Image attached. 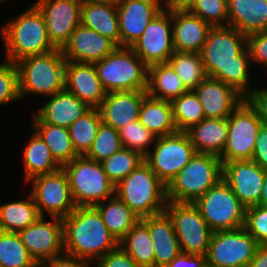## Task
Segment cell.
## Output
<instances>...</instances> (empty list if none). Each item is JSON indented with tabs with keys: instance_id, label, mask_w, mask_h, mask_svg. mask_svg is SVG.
I'll return each instance as SVG.
<instances>
[{
	"instance_id": "6da1fadb",
	"label": "cell",
	"mask_w": 267,
	"mask_h": 267,
	"mask_svg": "<svg viewBox=\"0 0 267 267\" xmlns=\"http://www.w3.org/2000/svg\"><path fill=\"white\" fill-rule=\"evenodd\" d=\"M200 54L208 77L225 82L244 99L250 94L251 58L245 35L230 26L212 27Z\"/></svg>"
},
{
	"instance_id": "7a4b0ae2",
	"label": "cell",
	"mask_w": 267,
	"mask_h": 267,
	"mask_svg": "<svg viewBox=\"0 0 267 267\" xmlns=\"http://www.w3.org/2000/svg\"><path fill=\"white\" fill-rule=\"evenodd\" d=\"M62 223L64 250L68 255L97 262L119 245L94 206L76 207Z\"/></svg>"
},
{
	"instance_id": "3957f363",
	"label": "cell",
	"mask_w": 267,
	"mask_h": 267,
	"mask_svg": "<svg viewBox=\"0 0 267 267\" xmlns=\"http://www.w3.org/2000/svg\"><path fill=\"white\" fill-rule=\"evenodd\" d=\"M0 34L5 44V59L14 63L57 49L48 37L43 15L34 4L7 21L0 29Z\"/></svg>"
},
{
	"instance_id": "277c9868",
	"label": "cell",
	"mask_w": 267,
	"mask_h": 267,
	"mask_svg": "<svg viewBox=\"0 0 267 267\" xmlns=\"http://www.w3.org/2000/svg\"><path fill=\"white\" fill-rule=\"evenodd\" d=\"M15 64L20 99L28 93L49 97L65 89L66 59L61 49L28 56Z\"/></svg>"
},
{
	"instance_id": "5b68a950",
	"label": "cell",
	"mask_w": 267,
	"mask_h": 267,
	"mask_svg": "<svg viewBox=\"0 0 267 267\" xmlns=\"http://www.w3.org/2000/svg\"><path fill=\"white\" fill-rule=\"evenodd\" d=\"M115 195L140 219L165 211L167 186L144 161L115 185Z\"/></svg>"
},
{
	"instance_id": "8992f818",
	"label": "cell",
	"mask_w": 267,
	"mask_h": 267,
	"mask_svg": "<svg viewBox=\"0 0 267 267\" xmlns=\"http://www.w3.org/2000/svg\"><path fill=\"white\" fill-rule=\"evenodd\" d=\"M105 91H146L148 66L131 47H117L93 63Z\"/></svg>"
},
{
	"instance_id": "52a82bcc",
	"label": "cell",
	"mask_w": 267,
	"mask_h": 267,
	"mask_svg": "<svg viewBox=\"0 0 267 267\" xmlns=\"http://www.w3.org/2000/svg\"><path fill=\"white\" fill-rule=\"evenodd\" d=\"M221 159L213 154L196 153L167 186V201L194 203L222 179Z\"/></svg>"
},
{
	"instance_id": "ba28073f",
	"label": "cell",
	"mask_w": 267,
	"mask_h": 267,
	"mask_svg": "<svg viewBox=\"0 0 267 267\" xmlns=\"http://www.w3.org/2000/svg\"><path fill=\"white\" fill-rule=\"evenodd\" d=\"M62 168L67 174L76 207L95 206L115 195V185L107 177L102 163L83 155Z\"/></svg>"
},
{
	"instance_id": "9c48e42d",
	"label": "cell",
	"mask_w": 267,
	"mask_h": 267,
	"mask_svg": "<svg viewBox=\"0 0 267 267\" xmlns=\"http://www.w3.org/2000/svg\"><path fill=\"white\" fill-rule=\"evenodd\" d=\"M193 204L213 232L244 227L246 208L223 178Z\"/></svg>"
},
{
	"instance_id": "30bf717a",
	"label": "cell",
	"mask_w": 267,
	"mask_h": 267,
	"mask_svg": "<svg viewBox=\"0 0 267 267\" xmlns=\"http://www.w3.org/2000/svg\"><path fill=\"white\" fill-rule=\"evenodd\" d=\"M153 147L144 161L166 186L197 153L189 135L183 131L157 137Z\"/></svg>"
},
{
	"instance_id": "8fae6325",
	"label": "cell",
	"mask_w": 267,
	"mask_h": 267,
	"mask_svg": "<svg viewBox=\"0 0 267 267\" xmlns=\"http://www.w3.org/2000/svg\"><path fill=\"white\" fill-rule=\"evenodd\" d=\"M227 124V142L219 156L222 165L231 161L252 160L258 131L263 124L255 109L243 99L227 118Z\"/></svg>"
},
{
	"instance_id": "7c38bea8",
	"label": "cell",
	"mask_w": 267,
	"mask_h": 267,
	"mask_svg": "<svg viewBox=\"0 0 267 267\" xmlns=\"http://www.w3.org/2000/svg\"><path fill=\"white\" fill-rule=\"evenodd\" d=\"M259 243L242 227L212 233L205 256L207 267H248Z\"/></svg>"
},
{
	"instance_id": "4fadbf2b",
	"label": "cell",
	"mask_w": 267,
	"mask_h": 267,
	"mask_svg": "<svg viewBox=\"0 0 267 267\" xmlns=\"http://www.w3.org/2000/svg\"><path fill=\"white\" fill-rule=\"evenodd\" d=\"M165 211L170 216L181 252L206 256L213 231L193 203L167 201Z\"/></svg>"
},
{
	"instance_id": "5bb4252c",
	"label": "cell",
	"mask_w": 267,
	"mask_h": 267,
	"mask_svg": "<svg viewBox=\"0 0 267 267\" xmlns=\"http://www.w3.org/2000/svg\"><path fill=\"white\" fill-rule=\"evenodd\" d=\"M32 192L39 215L45 217L48 212L51 218L64 219L75 208L69 180L63 168L50 174H42L31 178Z\"/></svg>"
},
{
	"instance_id": "9a60e30c",
	"label": "cell",
	"mask_w": 267,
	"mask_h": 267,
	"mask_svg": "<svg viewBox=\"0 0 267 267\" xmlns=\"http://www.w3.org/2000/svg\"><path fill=\"white\" fill-rule=\"evenodd\" d=\"M136 55L149 67L166 63L175 52L172 36V12L162 10L131 46Z\"/></svg>"
},
{
	"instance_id": "2e32d148",
	"label": "cell",
	"mask_w": 267,
	"mask_h": 267,
	"mask_svg": "<svg viewBox=\"0 0 267 267\" xmlns=\"http://www.w3.org/2000/svg\"><path fill=\"white\" fill-rule=\"evenodd\" d=\"M52 219L46 221L40 216L34 223L18 232L25 248L39 266L65 253L62 219Z\"/></svg>"
},
{
	"instance_id": "e0dca14e",
	"label": "cell",
	"mask_w": 267,
	"mask_h": 267,
	"mask_svg": "<svg viewBox=\"0 0 267 267\" xmlns=\"http://www.w3.org/2000/svg\"><path fill=\"white\" fill-rule=\"evenodd\" d=\"M34 5L44 17L51 43L62 49L75 28L81 24V1L37 0Z\"/></svg>"
},
{
	"instance_id": "ac0fdd59",
	"label": "cell",
	"mask_w": 267,
	"mask_h": 267,
	"mask_svg": "<svg viewBox=\"0 0 267 267\" xmlns=\"http://www.w3.org/2000/svg\"><path fill=\"white\" fill-rule=\"evenodd\" d=\"M222 178L245 207L258 205L264 182V169L253 160H237L223 164Z\"/></svg>"
},
{
	"instance_id": "d6986e66",
	"label": "cell",
	"mask_w": 267,
	"mask_h": 267,
	"mask_svg": "<svg viewBox=\"0 0 267 267\" xmlns=\"http://www.w3.org/2000/svg\"><path fill=\"white\" fill-rule=\"evenodd\" d=\"M120 47H131L163 8L159 0H118Z\"/></svg>"
},
{
	"instance_id": "ffe728a7",
	"label": "cell",
	"mask_w": 267,
	"mask_h": 267,
	"mask_svg": "<svg viewBox=\"0 0 267 267\" xmlns=\"http://www.w3.org/2000/svg\"><path fill=\"white\" fill-rule=\"evenodd\" d=\"M117 47L112 40L79 24L61 51L67 61L94 63L105 58Z\"/></svg>"
},
{
	"instance_id": "44dd1931",
	"label": "cell",
	"mask_w": 267,
	"mask_h": 267,
	"mask_svg": "<svg viewBox=\"0 0 267 267\" xmlns=\"http://www.w3.org/2000/svg\"><path fill=\"white\" fill-rule=\"evenodd\" d=\"M65 89L91 108H98L107 94L93 63L66 60Z\"/></svg>"
},
{
	"instance_id": "7402d4cb",
	"label": "cell",
	"mask_w": 267,
	"mask_h": 267,
	"mask_svg": "<svg viewBox=\"0 0 267 267\" xmlns=\"http://www.w3.org/2000/svg\"><path fill=\"white\" fill-rule=\"evenodd\" d=\"M146 91L108 92L98 107L102 123L116 130L139 120L140 107Z\"/></svg>"
},
{
	"instance_id": "603a6c76",
	"label": "cell",
	"mask_w": 267,
	"mask_h": 267,
	"mask_svg": "<svg viewBox=\"0 0 267 267\" xmlns=\"http://www.w3.org/2000/svg\"><path fill=\"white\" fill-rule=\"evenodd\" d=\"M205 118H228L243 97L225 82L206 77L195 89Z\"/></svg>"
},
{
	"instance_id": "cb8c5ba5",
	"label": "cell",
	"mask_w": 267,
	"mask_h": 267,
	"mask_svg": "<svg viewBox=\"0 0 267 267\" xmlns=\"http://www.w3.org/2000/svg\"><path fill=\"white\" fill-rule=\"evenodd\" d=\"M151 234L154 267H165L181 253L173 222L166 211L140 219Z\"/></svg>"
},
{
	"instance_id": "d4e9b609",
	"label": "cell",
	"mask_w": 267,
	"mask_h": 267,
	"mask_svg": "<svg viewBox=\"0 0 267 267\" xmlns=\"http://www.w3.org/2000/svg\"><path fill=\"white\" fill-rule=\"evenodd\" d=\"M212 26L189 11L172 12L175 51L201 53Z\"/></svg>"
},
{
	"instance_id": "484cf974",
	"label": "cell",
	"mask_w": 267,
	"mask_h": 267,
	"mask_svg": "<svg viewBox=\"0 0 267 267\" xmlns=\"http://www.w3.org/2000/svg\"><path fill=\"white\" fill-rule=\"evenodd\" d=\"M228 26L246 37L267 31V0H227Z\"/></svg>"
},
{
	"instance_id": "4316f807",
	"label": "cell",
	"mask_w": 267,
	"mask_h": 267,
	"mask_svg": "<svg viewBox=\"0 0 267 267\" xmlns=\"http://www.w3.org/2000/svg\"><path fill=\"white\" fill-rule=\"evenodd\" d=\"M49 100L35 113L44 123L68 128L88 112L89 107L66 89L49 96Z\"/></svg>"
},
{
	"instance_id": "83f0119b",
	"label": "cell",
	"mask_w": 267,
	"mask_h": 267,
	"mask_svg": "<svg viewBox=\"0 0 267 267\" xmlns=\"http://www.w3.org/2000/svg\"><path fill=\"white\" fill-rule=\"evenodd\" d=\"M197 153L220 156L228 136L227 118H205L186 131Z\"/></svg>"
},
{
	"instance_id": "f1b7e54d",
	"label": "cell",
	"mask_w": 267,
	"mask_h": 267,
	"mask_svg": "<svg viewBox=\"0 0 267 267\" xmlns=\"http://www.w3.org/2000/svg\"><path fill=\"white\" fill-rule=\"evenodd\" d=\"M81 24L107 37L120 47L116 3H82Z\"/></svg>"
},
{
	"instance_id": "f546056e",
	"label": "cell",
	"mask_w": 267,
	"mask_h": 267,
	"mask_svg": "<svg viewBox=\"0 0 267 267\" xmlns=\"http://www.w3.org/2000/svg\"><path fill=\"white\" fill-rule=\"evenodd\" d=\"M188 91L171 65L154 64L148 67L147 95L156 99L172 101Z\"/></svg>"
},
{
	"instance_id": "4dcf8cb0",
	"label": "cell",
	"mask_w": 267,
	"mask_h": 267,
	"mask_svg": "<svg viewBox=\"0 0 267 267\" xmlns=\"http://www.w3.org/2000/svg\"><path fill=\"white\" fill-rule=\"evenodd\" d=\"M139 121L156 137L177 132L170 101L146 95L140 107Z\"/></svg>"
},
{
	"instance_id": "1f68e13d",
	"label": "cell",
	"mask_w": 267,
	"mask_h": 267,
	"mask_svg": "<svg viewBox=\"0 0 267 267\" xmlns=\"http://www.w3.org/2000/svg\"><path fill=\"white\" fill-rule=\"evenodd\" d=\"M30 126L40 135L62 167L79 156L73 147L68 128L44 123L36 114Z\"/></svg>"
},
{
	"instance_id": "d6a6232c",
	"label": "cell",
	"mask_w": 267,
	"mask_h": 267,
	"mask_svg": "<svg viewBox=\"0 0 267 267\" xmlns=\"http://www.w3.org/2000/svg\"><path fill=\"white\" fill-rule=\"evenodd\" d=\"M27 146L23 150V162L25 180L42 174H50L58 171L62 166L54 159L50 148L40 135L34 130Z\"/></svg>"
},
{
	"instance_id": "836d02e7",
	"label": "cell",
	"mask_w": 267,
	"mask_h": 267,
	"mask_svg": "<svg viewBox=\"0 0 267 267\" xmlns=\"http://www.w3.org/2000/svg\"><path fill=\"white\" fill-rule=\"evenodd\" d=\"M94 207L98 210L109 232L118 242L140 220V217L116 195L100 202Z\"/></svg>"
},
{
	"instance_id": "e575fe53",
	"label": "cell",
	"mask_w": 267,
	"mask_h": 267,
	"mask_svg": "<svg viewBox=\"0 0 267 267\" xmlns=\"http://www.w3.org/2000/svg\"><path fill=\"white\" fill-rule=\"evenodd\" d=\"M40 217L33 196L0 205V231L14 232L25 229Z\"/></svg>"
},
{
	"instance_id": "d590c367",
	"label": "cell",
	"mask_w": 267,
	"mask_h": 267,
	"mask_svg": "<svg viewBox=\"0 0 267 267\" xmlns=\"http://www.w3.org/2000/svg\"><path fill=\"white\" fill-rule=\"evenodd\" d=\"M119 246L140 266L154 267V248L149 228L139 220L119 241Z\"/></svg>"
},
{
	"instance_id": "8d00e7d4",
	"label": "cell",
	"mask_w": 267,
	"mask_h": 267,
	"mask_svg": "<svg viewBox=\"0 0 267 267\" xmlns=\"http://www.w3.org/2000/svg\"><path fill=\"white\" fill-rule=\"evenodd\" d=\"M168 63L188 91L194 90L207 77L200 53L175 51Z\"/></svg>"
},
{
	"instance_id": "74e56055",
	"label": "cell",
	"mask_w": 267,
	"mask_h": 267,
	"mask_svg": "<svg viewBox=\"0 0 267 267\" xmlns=\"http://www.w3.org/2000/svg\"><path fill=\"white\" fill-rule=\"evenodd\" d=\"M101 123L98 108H91L68 127L73 147L79 156H83L89 151Z\"/></svg>"
},
{
	"instance_id": "f35d334b",
	"label": "cell",
	"mask_w": 267,
	"mask_h": 267,
	"mask_svg": "<svg viewBox=\"0 0 267 267\" xmlns=\"http://www.w3.org/2000/svg\"><path fill=\"white\" fill-rule=\"evenodd\" d=\"M173 121L177 131L186 132L205 119L202 104L194 90L183 93L171 101Z\"/></svg>"
},
{
	"instance_id": "ab89813d",
	"label": "cell",
	"mask_w": 267,
	"mask_h": 267,
	"mask_svg": "<svg viewBox=\"0 0 267 267\" xmlns=\"http://www.w3.org/2000/svg\"><path fill=\"white\" fill-rule=\"evenodd\" d=\"M0 267H39L18 233L0 231Z\"/></svg>"
},
{
	"instance_id": "60d3db41",
	"label": "cell",
	"mask_w": 267,
	"mask_h": 267,
	"mask_svg": "<svg viewBox=\"0 0 267 267\" xmlns=\"http://www.w3.org/2000/svg\"><path fill=\"white\" fill-rule=\"evenodd\" d=\"M142 162L144 157L139 152L122 148L101 163L107 177L116 185Z\"/></svg>"
},
{
	"instance_id": "b9f144b4",
	"label": "cell",
	"mask_w": 267,
	"mask_h": 267,
	"mask_svg": "<svg viewBox=\"0 0 267 267\" xmlns=\"http://www.w3.org/2000/svg\"><path fill=\"white\" fill-rule=\"evenodd\" d=\"M122 148L119 130L101 123L92 146L84 156L101 163Z\"/></svg>"
},
{
	"instance_id": "7bdbcfd3",
	"label": "cell",
	"mask_w": 267,
	"mask_h": 267,
	"mask_svg": "<svg viewBox=\"0 0 267 267\" xmlns=\"http://www.w3.org/2000/svg\"><path fill=\"white\" fill-rule=\"evenodd\" d=\"M119 135L123 148L139 152L143 157L151 151L148 148L150 145H154L157 138L139 120L120 128Z\"/></svg>"
},
{
	"instance_id": "ee69618b",
	"label": "cell",
	"mask_w": 267,
	"mask_h": 267,
	"mask_svg": "<svg viewBox=\"0 0 267 267\" xmlns=\"http://www.w3.org/2000/svg\"><path fill=\"white\" fill-rule=\"evenodd\" d=\"M189 12L212 27L228 26L227 0H195Z\"/></svg>"
},
{
	"instance_id": "f6af8a7d",
	"label": "cell",
	"mask_w": 267,
	"mask_h": 267,
	"mask_svg": "<svg viewBox=\"0 0 267 267\" xmlns=\"http://www.w3.org/2000/svg\"><path fill=\"white\" fill-rule=\"evenodd\" d=\"M20 99L18 90V71L10 60L0 63V105Z\"/></svg>"
},
{
	"instance_id": "bcb514c9",
	"label": "cell",
	"mask_w": 267,
	"mask_h": 267,
	"mask_svg": "<svg viewBox=\"0 0 267 267\" xmlns=\"http://www.w3.org/2000/svg\"><path fill=\"white\" fill-rule=\"evenodd\" d=\"M244 228L259 245H267V205L246 208Z\"/></svg>"
},
{
	"instance_id": "7dc6e473",
	"label": "cell",
	"mask_w": 267,
	"mask_h": 267,
	"mask_svg": "<svg viewBox=\"0 0 267 267\" xmlns=\"http://www.w3.org/2000/svg\"><path fill=\"white\" fill-rule=\"evenodd\" d=\"M247 48L251 61L267 67V31L247 36Z\"/></svg>"
},
{
	"instance_id": "c3c4849f",
	"label": "cell",
	"mask_w": 267,
	"mask_h": 267,
	"mask_svg": "<svg viewBox=\"0 0 267 267\" xmlns=\"http://www.w3.org/2000/svg\"><path fill=\"white\" fill-rule=\"evenodd\" d=\"M96 263L98 267H142L138 265L119 245L102 256ZM98 264V265H97Z\"/></svg>"
},
{
	"instance_id": "681fc988",
	"label": "cell",
	"mask_w": 267,
	"mask_h": 267,
	"mask_svg": "<svg viewBox=\"0 0 267 267\" xmlns=\"http://www.w3.org/2000/svg\"><path fill=\"white\" fill-rule=\"evenodd\" d=\"M245 99L255 109L262 123L267 125V88L254 89Z\"/></svg>"
},
{
	"instance_id": "f907efd6",
	"label": "cell",
	"mask_w": 267,
	"mask_h": 267,
	"mask_svg": "<svg viewBox=\"0 0 267 267\" xmlns=\"http://www.w3.org/2000/svg\"><path fill=\"white\" fill-rule=\"evenodd\" d=\"M252 160L261 168H267V125L262 124L258 131Z\"/></svg>"
},
{
	"instance_id": "816d5d0a",
	"label": "cell",
	"mask_w": 267,
	"mask_h": 267,
	"mask_svg": "<svg viewBox=\"0 0 267 267\" xmlns=\"http://www.w3.org/2000/svg\"><path fill=\"white\" fill-rule=\"evenodd\" d=\"M90 262L76 256L63 253L60 256L43 262L39 267H89Z\"/></svg>"
},
{
	"instance_id": "f5cc1de1",
	"label": "cell",
	"mask_w": 267,
	"mask_h": 267,
	"mask_svg": "<svg viewBox=\"0 0 267 267\" xmlns=\"http://www.w3.org/2000/svg\"><path fill=\"white\" fill-rule=\"evenodd\" d=\"M205 266H206L205 256L181 252L165 267H205Z\"/></svg>"
},
{
	"instance_id": "db71d44e",
	"label": "cell",
	"mask_w": 267,
	"mask_h": 267,
	"mask_svg": "<svg viewBox=\"0 0 267 267\" xmlns=\"http://www.w3.org/2000/svg\"><path fill=\"white\" fill-rule=\"evenodd\" d=\"M195 0H164L163 10L174 11H189L194 5Z\"/></svg>"
},
{
	"instance_id": "11a10c76",
	"label": "cell",
	"mask_w": 267,
	"mask_h": 267,
	"mask_svg": "<svg viewBox=\"0 0 267 267\" xmlns=\"http://www.w3.org/2000/svg\"><path fill=\"white\" fill-rule=\"evenodd\" d=\"M248 267H267V245H259Z\"/></svg>"
},
{
	"instance_id": "9f6ffc18",
	"label": "cell",
	"mask_w": 267,
	"mask_h": 267,
	"mask_svg": "<svg viewBox=\"0 0 267 267\" xmlns=\"http://www.w3.org/2000/svg\"><path fill=\"white\" fill-rule=\"evenodd\" d=\"M258 205H267V168L264 169V182Z\"/></svg>"
},
{
	"instance_id": "6f0895ef",
	"label": "cell",
	"mask_w": 267,
	"mask_h": 267,
	"mask_svg": "<svg viewBox=\"0 0 267 267\" xmlns=\"http://www.w3.org/2000/svg\"><path fill=\"white\" fill-rule=\"evenodd\" d=\"M81 3H117L118 0H80Z\"/></svg>"
}]
</instances>
